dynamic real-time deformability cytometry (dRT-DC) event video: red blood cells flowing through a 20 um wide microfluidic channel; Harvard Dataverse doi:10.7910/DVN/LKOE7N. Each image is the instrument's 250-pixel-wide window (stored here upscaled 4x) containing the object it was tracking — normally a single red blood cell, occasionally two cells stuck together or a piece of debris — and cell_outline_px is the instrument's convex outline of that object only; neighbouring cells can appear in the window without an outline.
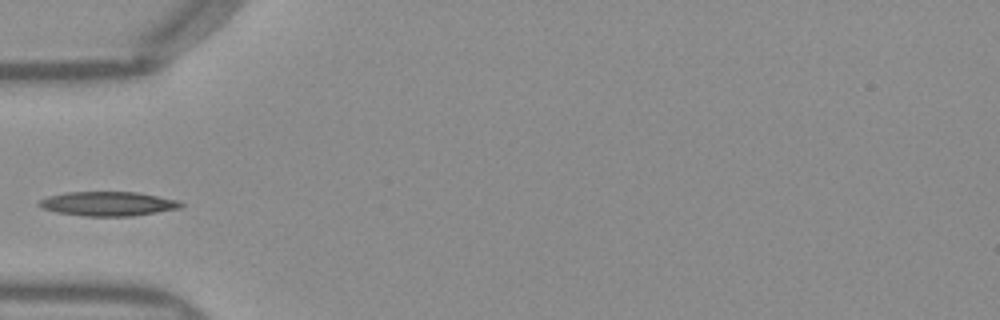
{"species": "Egyptian fruit bat (a non-hibernating species)", "species_latin": "Rousettus aegyptiacus", "temperature_condition": "warm", "stored_images_in_passage": 35, "camera_frame_rate_fps": 3000, "um_per_image_px": 0.085, "frame": {"image": 1, "passage_image": 1, "time_ms": 0.0, "image_size_px": [1000, 320], "cell_outline_px": [[184, 204], [180, 208], [132, 216], [84, 216], [56, 212], [40, 208], [36, 204], [40, 200], [48, 196], [68, 192], [136, 192], [180, 200]], "centroid_in_image_um": [9.16, 17.32], "position_along_channel_um": 75.8, "area_um2": 20.11}}
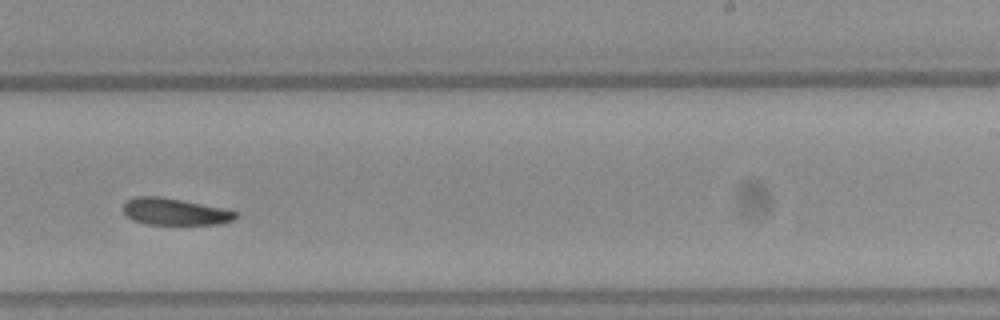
{"frame": {"image": 2, "passage_image": 16, "time_ms": 5.0, "image_size_px": [1000, 320], "cell_outline_px": [[236, 216], [232, 220], [220, 224], [144, 224], [132, 220], [124, 212], [124, 204], [128, 200], [136, 196], [160, 196], [224, 208], [236, 212]], "centroid_in_image_um": [14.84, 17.99], "position_along_channel_um": 274.2, "area_um2": 17.4}}
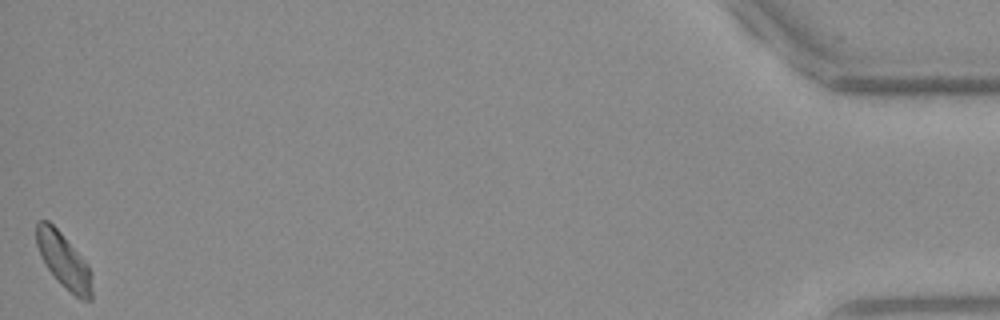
{"frame": {"image": 3, "passage_image": 35, "time_ms": 11.333, "image_size_px": [1000, 320], "cell_outline_px": [[92, 300], [80, 300], [48, 268], [40, 256], [36, 244], [36, 224], [40, 220], [48, 220], [60, 232], [88, 264], [92, 272]], "centroid_in_image_um": [5.44, 22.13], "position_along_channel_um": 429.8, "area_um2": 17.4}}